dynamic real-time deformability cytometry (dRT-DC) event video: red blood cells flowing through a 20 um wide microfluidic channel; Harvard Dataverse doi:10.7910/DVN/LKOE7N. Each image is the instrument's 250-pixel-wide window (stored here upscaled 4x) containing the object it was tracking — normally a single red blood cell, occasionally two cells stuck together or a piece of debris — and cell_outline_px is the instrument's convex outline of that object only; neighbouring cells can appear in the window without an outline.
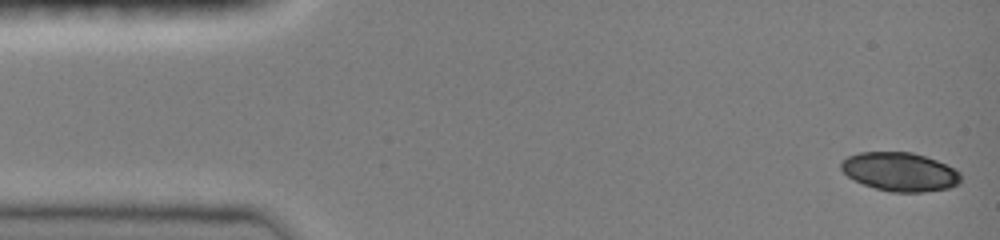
{"species": "common noctule bat (a hibernating species)", "species_latin": "Nyctalus noctula", "temperature_condition": "room temperature", "stored_images_in_passage": 14, "camera_frame_rate_fps": 3000, "um_per_image_px": 0.085, "animal": {"sex": "female", "body_mass_g": 19.0, "forearm_length_mm": 51.5}, "frame": {"image": 1, "passage_image": 1, "time_ms": 0.0, "image_size_px": [1000, 240], "cell_outline_px": [[960, 180], [956, 184], [948, 188], [920, 192], [892, 192], [876, 188], [864, 184], [848, 176], [840, 168], [840, 164], [848, 156], [860, 152], [912, 152], [936, 160], [956, 168], [960, 172]], "centroid_in_image_um": [76.5, 14.59], "position_along_channel_um": 8.5, "area_um2": 26.76}}
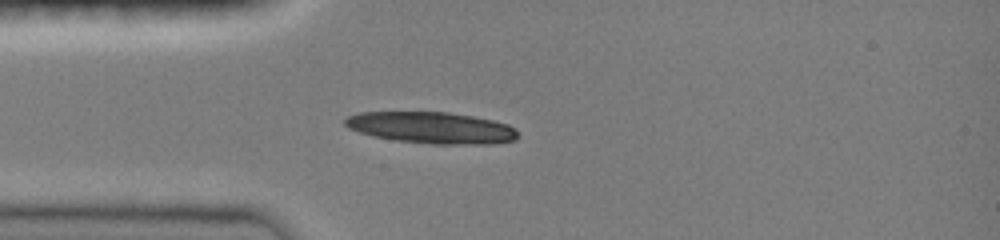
{"frame": {"image": 2, "passage_image": 12, "time_ms": 3.667, "image_size_px": [1000, 240], "cell_outline_px": [[520, 136], [516, 140], [492, 144], [432, 144], [396, 140], [372, 136], [348, 128], [344, 124], [344, 120], [348, 116], [360, 112], [448, 112], [472, 116], [492, 120], [508, 124], [516, 128]], "centroid_in_image_um": [36.72, 10.86], "position_along_channel_um": 48.3, "area_um2": 31.91}}